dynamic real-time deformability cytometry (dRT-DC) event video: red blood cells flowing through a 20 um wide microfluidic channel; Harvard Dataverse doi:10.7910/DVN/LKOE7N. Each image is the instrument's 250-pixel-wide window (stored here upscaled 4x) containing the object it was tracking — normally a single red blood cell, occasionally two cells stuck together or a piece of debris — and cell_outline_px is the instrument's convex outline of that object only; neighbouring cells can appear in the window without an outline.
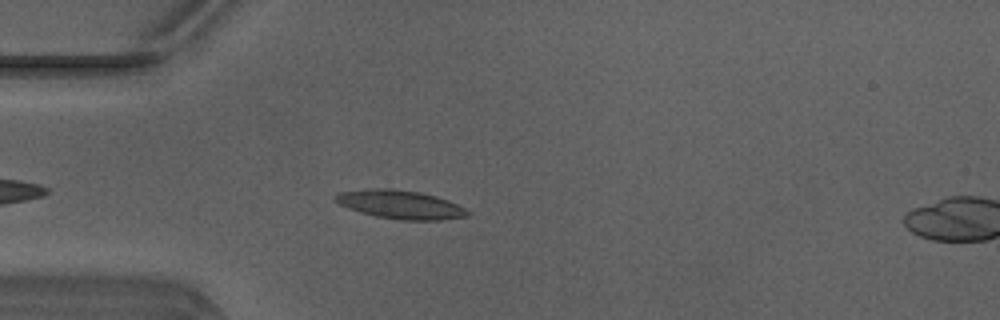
{"species": "Egyptian fruit bat (a non-hibernating species)", "species_latin": "Rousettus aegyptiacus", "temperature_condition": "warm", "stored_images_in_passage": 38, "camera_frame_rate_fps": 3000, "um_per_image_px": 0.085, "animal": {"sex": "male"}, "frame": {"image": 1, "passage_image": 5, "time_ms": 1.333, "image_size_px": [1000, 320], "cell_outline_px": [[472, 212], [468, 216], [440, 220], [400, 220], [376, 216], [360, 212], [348, 208], [332, 200], [332, 196], [340, 192], [372, 188], [392, 188], [420, 192], [436, 196], [448, 200]], "centroid_in_image_um": [34.01, 17.38], "position_along_channel_um": 51.0, "area_um2": 22.14}}
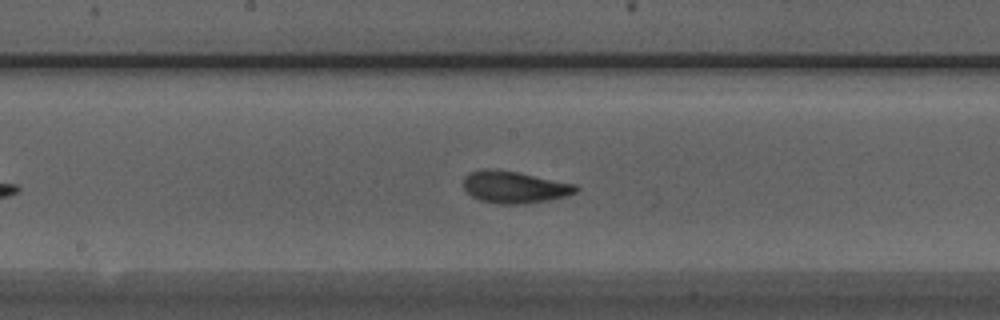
{"frame": {"image": 2, "passage_image": 17, "time_ms": 5.333, "image_size_px": [1000, 320], "cell_outline_px": [[580, 188], [576, 192], [568, 196], [548, 200], [524, 204], [500, 204], [480, 200], [472, 196], [464, 188], [464, 176], [468, 172], [480, 168], [492, 168], [516, 172], [576, 184]], "centroid_in_image_um": [43.72, 15.89], "position_along_channel_um": 204.5, "area_um2": 21.1}}
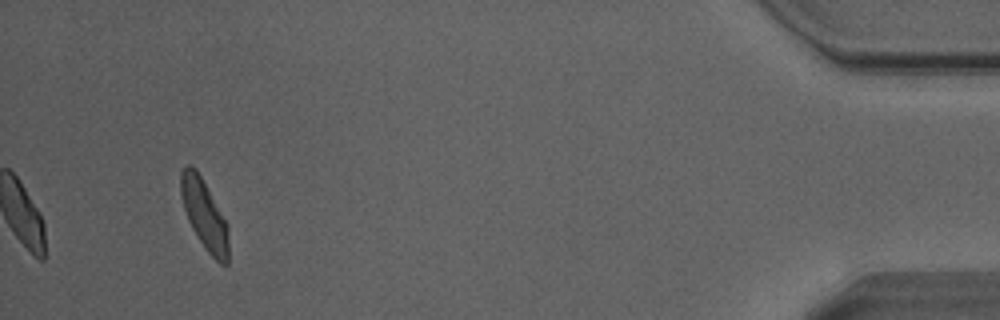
{"frame": {"image": 3, "passage_image": 38, "time_ms": 12.333, "image_size_px": [1000, 320], "cell_outline_px": [[228, 264], [220, 264], [208, 252], [192, 228], [188, 220], [180, 196], [180, 172], [184, 164], [188, 164], [196, 168], [228, 224]], "centroid_in_image_um": [17.35, 18.2], "position_along_channel_um": 417.8, "area_um2": 19.36}, "authors_computed_cell_mechanics": {"area_um2": 20.2589, "velocity_mm_per_s": 4.1128, "shape_relaxation_time_tau1_ms": 2.6438, "shape_relaxation_time_tau2_ms": 1.1362, "deformation_change_tau1": 0.1183, "deformation_change_tau2": 0.0769}}